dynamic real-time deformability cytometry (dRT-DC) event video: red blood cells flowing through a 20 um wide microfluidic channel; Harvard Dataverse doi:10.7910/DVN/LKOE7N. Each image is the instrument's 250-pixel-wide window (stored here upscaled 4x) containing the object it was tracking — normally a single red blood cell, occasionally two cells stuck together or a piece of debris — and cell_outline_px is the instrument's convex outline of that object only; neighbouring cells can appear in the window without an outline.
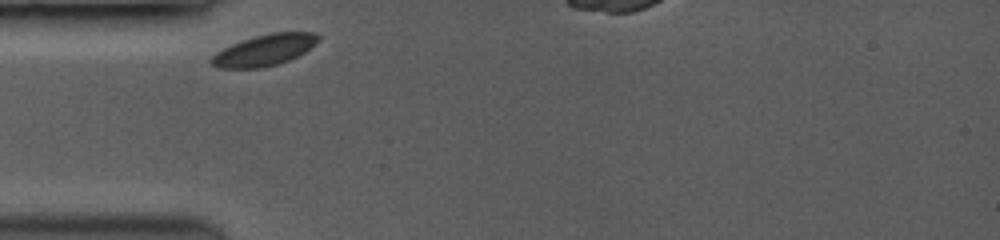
{"species": "common noctule bat (a hibernating species)", "species_latin": "Nyctalus noctula", "temperature_condition": "room temperature", "stored_images_in_passage": 34, "camera_frame_rate_fps": 3500, "um_per_image_px": 0.085, "animal": {"sex": "female", "body_mass_g": 19.0, "forearm_length_mm": 53.3}, "frame": {"image": 1, "passage_image": 1, "time_ms": 0.0, "image_size_px": [1000, 240], "cell_outline_px": [[320, 40], [304, 52], [288, 60], [276, 64], [260, 68], [216, 68], [212, 64], [212, 56], [216, 52], [240, 40], [268, 32], [312, 32], [320, 36]], "centroid_in_image_um": [22.47, 4.24], "position_along_channel_um": 62.5, "area_um2": 19.36}}
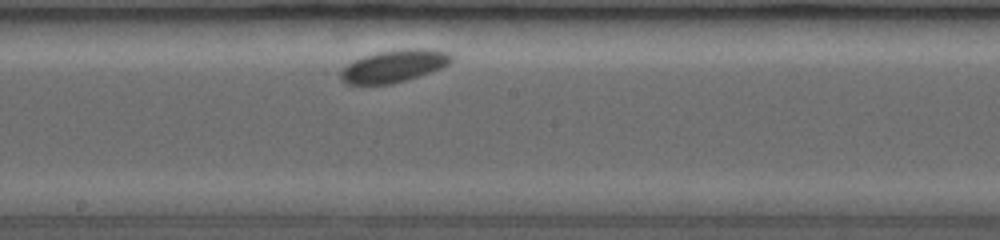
{"frame": {"image": 2, "passage_image": 16, "time_ms": 4.286, "image_size_px": [1000, 240], "cell_outline_px": [[452, 60], [444, 68], [408, 80], [392, 84], [348, 84], [340, 80], [340, 72], [348, 64], [364, 56], [376, 52], [404, 48], [432, 48], [448, 52], [452, 56]], "centroid_in_image_um": [33.55, 5.61], "position_along_channel_um": 214.7, "area_um2": 21.15}}
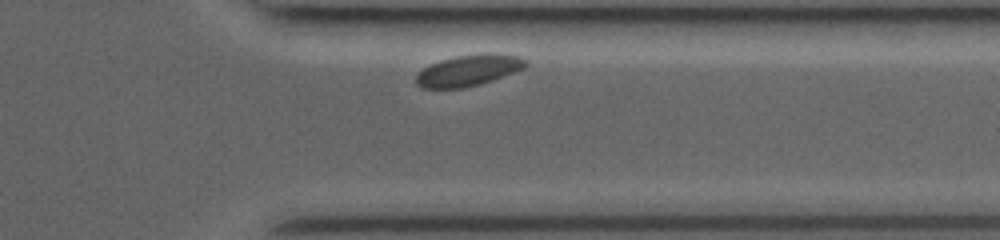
{"frame": {"image": 3, "passage_image": 31, "time_ms": 8.571, "image_size_px": [1000, 240], "cell_outline_px": [[528, 64], [524, 68], [476, 84], [460, 88], [424, 88], [416, 84], [416, 76], [424, 68], [440, 60], [456, 56], [484, 52], [496, 52], [520, 56], [528, 60]], "centroid_in_image_um": [39.85, 5.94], "position_along_channel_um": 371.5, "area_um2": 19.65}}